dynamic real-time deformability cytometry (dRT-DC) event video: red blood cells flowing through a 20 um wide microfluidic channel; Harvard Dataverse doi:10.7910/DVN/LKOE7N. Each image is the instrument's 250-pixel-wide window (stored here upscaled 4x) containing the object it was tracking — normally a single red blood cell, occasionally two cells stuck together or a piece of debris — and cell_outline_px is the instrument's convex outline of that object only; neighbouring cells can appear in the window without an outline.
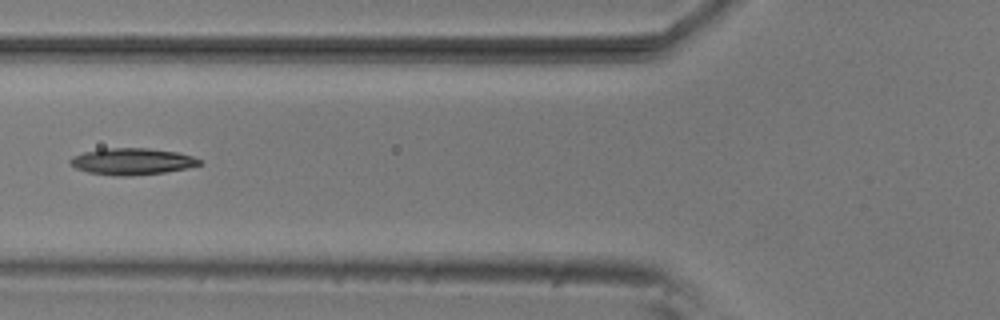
{"species": "common noctule bat (a hibernating species)", "species_latin": "Nyctalus noctula", "temperature_condition": "room temperature", "stored_images_in_passage": 5, "camera_frame_rate_fps": 3000, "um_per_image_px": 0.085, "animal": {"sex": "male", "body_mass_g": 20.5, "forearm_length_mm": 52.5}, "frame": {"image": 1, "passage_image": 5, "time_ms": 1.333, "image_size_px": [1000, 320], "cell_outline_px": [[204, 164], [164, 172], [132, 176], [112, 176], [88, 172], [76, 168], [68, 164], [68, 160], [72, 156], [84, 152], [100, 148], [148, 148], [176, 152], [192, 156], [200, 160]], "centroid_in_image_um": [11.16, 13.72], "position_along_channel_um": 114.6, "area_um2": 20.17}}